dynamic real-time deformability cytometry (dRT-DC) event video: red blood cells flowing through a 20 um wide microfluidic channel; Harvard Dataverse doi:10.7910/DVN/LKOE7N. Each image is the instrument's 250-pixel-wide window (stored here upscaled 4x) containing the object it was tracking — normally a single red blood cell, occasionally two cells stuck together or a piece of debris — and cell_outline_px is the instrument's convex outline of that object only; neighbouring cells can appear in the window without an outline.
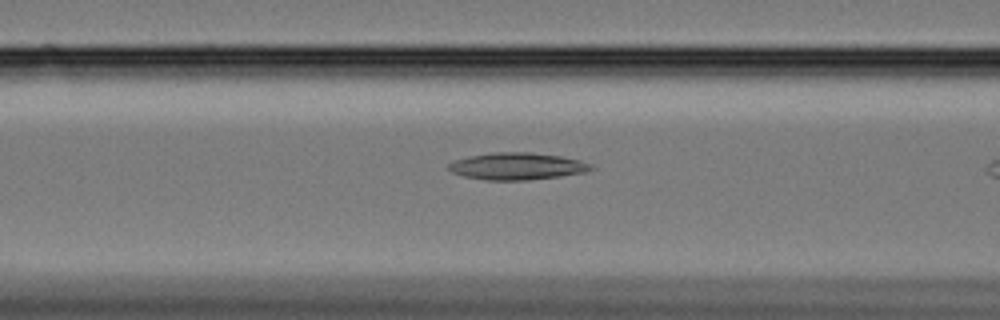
{"species": "Egyptian fruit bat (a non-hibernating species)", "species_latin": "Rousettus aegyptiacus", "temperature_condition": "cold", "stored_images_in_passage": 16, "camera_frame_rate_fps": 3000, "um_per_image_px": 0.085, "animal": {"sex": "female"}, "frame": {"image": 1, "passage_image": 14, "time_ms": 4.333, "image_size_px": [1000, 320], "cell_outline_px": [[596, 168], [584, 172], [560, 176], [528, 180], [484, 180], [464, 176], [452, 172], [448, 168], [448, 164], [456, 160], [468, 156], [492, 152], [532, 152], [560, 156], [580, 160], [592, 164]], "centroid_in_image_um": [43.97, 14.12], "position_along_channel_um": 122.6, "area_um2": 22.48}}